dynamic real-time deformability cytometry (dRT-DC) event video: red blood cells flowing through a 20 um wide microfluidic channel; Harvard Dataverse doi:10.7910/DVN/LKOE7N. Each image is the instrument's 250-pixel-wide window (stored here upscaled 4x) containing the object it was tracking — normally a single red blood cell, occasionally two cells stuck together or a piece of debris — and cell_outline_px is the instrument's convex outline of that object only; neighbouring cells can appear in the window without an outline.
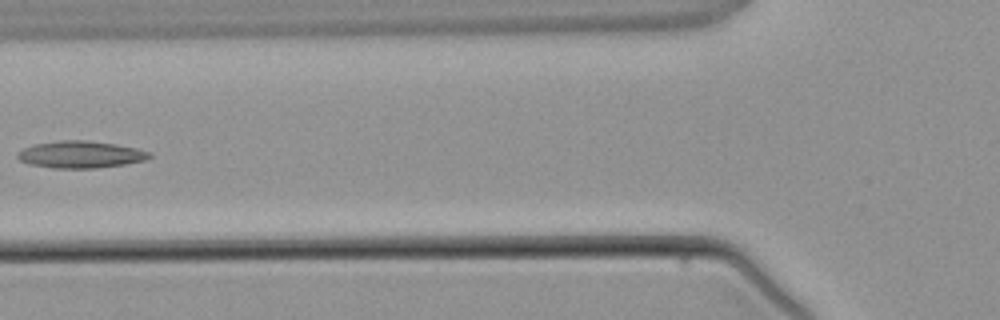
{"species": "common noctule bat (a hibernating species)", "species_latin": "Nyctalus noctula", "temperature_condition": "warm", "stored_images_in_passage": 5, "camera_frame_rate_fps": 3000, "um_per_image_px": 0.085, "animal": {"sex": "male", "body_mass_g": 21.5, "forearm_length_mm": 52.0}, "frame": {"image": 1, "passage_image": 5, "time_ms": 5.0, "image_size_px": [1000, 320], "cell_outline_px": [[152, 156], [144, 160], [124, 164], [96, 168], [52, 168], [28, 164], [20, 160], [16, 156], [16, 152], [24, 148], [36, 144], [60, 140], [88, 140], [116, 144], [136, 148], [152, 152]], "centroid_in_image_um": [6.84, 13.13], "position_along_channel_um": 119.0, "area_um2": 20.81}}